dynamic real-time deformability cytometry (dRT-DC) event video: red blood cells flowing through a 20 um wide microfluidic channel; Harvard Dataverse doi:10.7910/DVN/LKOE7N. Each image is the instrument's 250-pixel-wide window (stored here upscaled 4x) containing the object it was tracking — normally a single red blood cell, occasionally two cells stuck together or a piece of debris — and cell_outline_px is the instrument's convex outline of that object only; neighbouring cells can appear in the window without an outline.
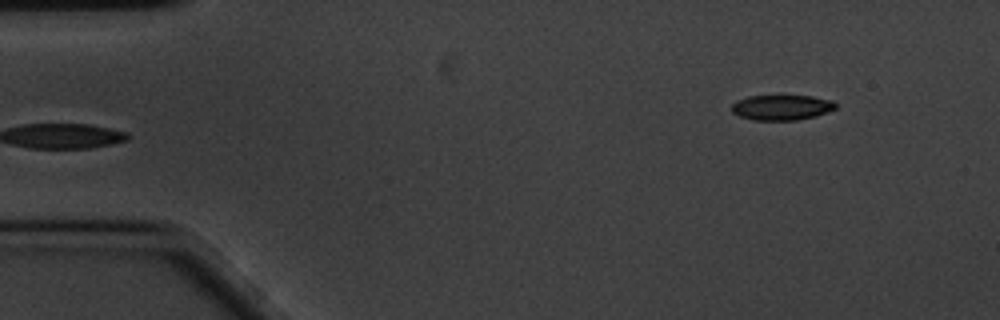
{"species": "common noctule bat (a hibernating species)", "species_latin": "Nyctalus noctula", "temperature_condition": "cold", "stored_images_in_passage": 53, "camera_frame_rate_fps": 3000, "um_per_image_px": 0.085, "animal": {"sex": "male", "body_mass_g": 20.1, "forearm_length_mm": 53.5}, "frame": {"image": 1, "passage_image": 1, "time_ms": 0.0, "image_size_px": [1000, 320], "cell_outline_px": [[836, 108], [816, 116], [796, 120], [752, 120], [740, 116], [732, 112], [732, 104], [736, 100], [748, 96], [812, 96], [832, 100], [836, 104]], "centroid_in_image_um": [66.43, 9.13], "position_along_channel_um": 18.6, "area_um2": 15.26}}
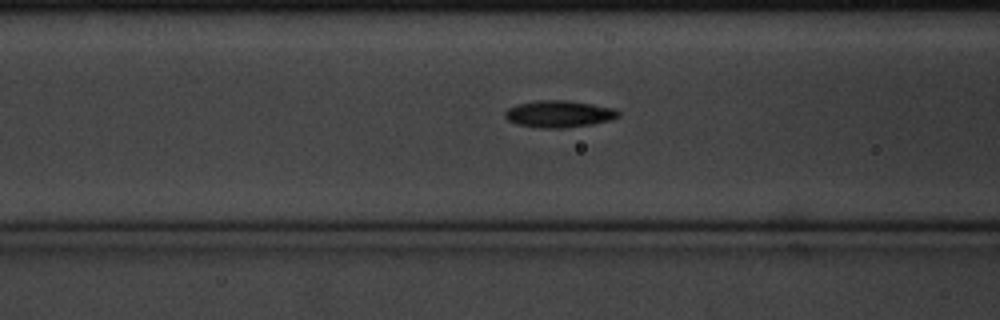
{"frame": {"image": 2, "passage_image": 17, "time_ms": 5.333, "image_size_px": [1000, 320], "cell_outline_px": [[620, 116], [612, 120], [592, 124], [564, 128], [540, 128], [516, 124], [508, 120], [504, 116], [504, 112], [508, 108], [516, 104], [536, 100], [568, 100], [616, 108], [620, 112]], "centroid_in_image_um": [47.52, 9.68], "position_along_channel_um": 119.1, "area_um2": 18.03}}
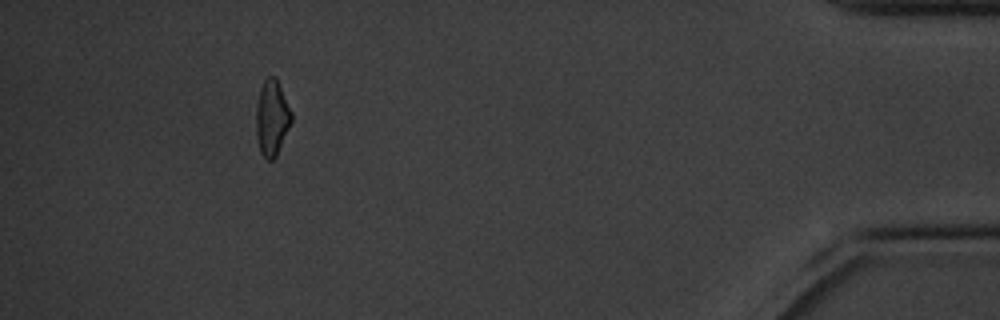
{"frame": {"image": 3, "passage_image": 48, "time_ms": 15.667, "image_size_px": [1000, 320], "cell_outline_px": [[292, 120], [276, 156], [272, 160], [268, 160], [260, 152], [256, 136], [256, 104], [260, 88], [264, 80], [268, 76], [276, 76], [292, 112]], "centroid_in_image_um": [23.1, 9.99], "position_along_channel_um": 412.1, "area_um2": 15.61}, "authors_computed_cell_mechanics": {"area_um2": 16.0106, "velocity_mm_per_s": 3.4339, "shape_relaxation_time_tau1_ms": null, "shape_relaxation_time_tau2_ms": 6.0256, "deformation_change_tau1": null, "deformation_change_tau2": 0.1154}}